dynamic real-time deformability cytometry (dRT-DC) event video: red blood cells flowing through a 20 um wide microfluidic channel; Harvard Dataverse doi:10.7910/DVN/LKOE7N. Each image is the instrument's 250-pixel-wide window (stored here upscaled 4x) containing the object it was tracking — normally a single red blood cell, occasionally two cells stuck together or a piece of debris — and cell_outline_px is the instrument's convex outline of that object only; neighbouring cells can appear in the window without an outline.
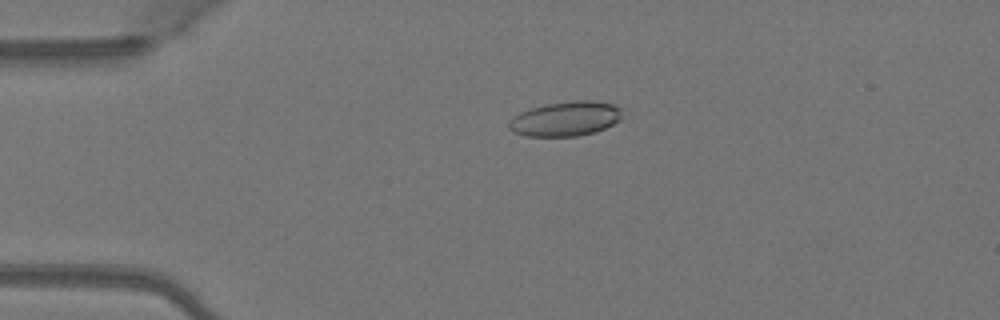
{"species": "Egyptian fruit bat (a non-hibernating species)", "species_latin": "Rousettus aegyptiacus", "temperature_condition": "warm", "stored_images_in_passage": 51, "camera_frame_rate_fps": 3000, "um_per_image_px": 0.085, "animal": {"sex": "female"}, "frame": {"image": 1, "passage_image": 12, "time_ms": 3.667, "image_size_px": [1000, 320], "cell_outline_px": [[620, 120], [596, 132], [576, 136], [524, 136], [512, 132], [508, 128], [508, 124], [512, 116], [520, 112], [544, 104], [576, 100], [592, 100], [612, 104], [620, 108]], "centroid_in_image_um": [48.02, 10.1], "position_along_channel_um": 37.0, "area_um2": 22.89}}
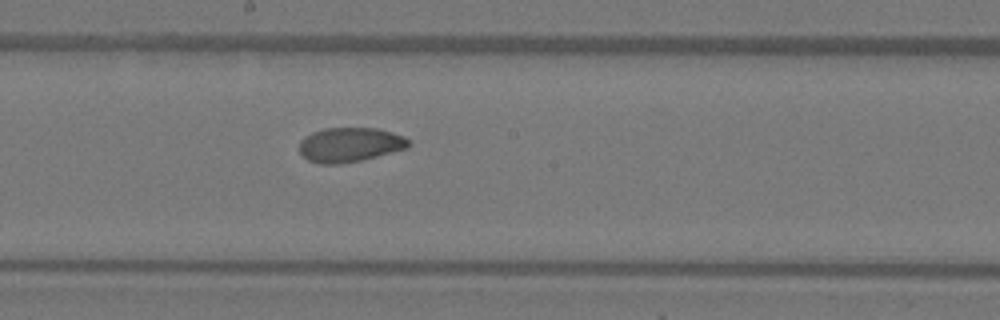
{"frame": {"image": 2, "passage_image": 28, "time_ms": 9.0, "image_size_px": [1000, 320], "cell_outline_px": [[408, 148], [360, 160], [340, 164], [320, 164], [308, 160], [300, 152], [300, 140], [304, 136], [312, 132], [324, 128], [376, 128], [392, 132], [404, 136], [408, 140]], "centroid_in_image_um": [29.71, 12.29], "position_along_channel_um": 218.5, "area_um2": 21.85}}
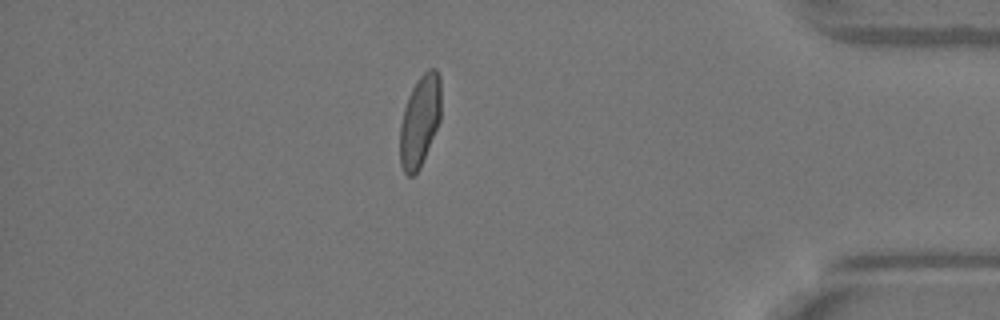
{"frame": {"image": 3, "passage_image": 44, "time_ms": 14.333, "image_size_px": [1000, 320], "cell_outline_px": [[440, 120], [420, 168], [412, 176], [408, 176], [404, 172], [400, 164], [400, 124], [404, 108], [408, 96], [412, 88], [420, 76], [428, 68], [436, 68], [440, 76]], "centroid_in_image_um": [35.68, 10.27], "position_along_channel_um": 399.5, "area_um2": 21.85}, "authors_computed_cell_mechanics": {"area_um2": 22.3686, "velocity_mm_per_s": 4.0742, "shape_relaxation_time_tau1_ms": 7.4204, "shape_relaxation_time_tau2_ms": 1.1956, "deformation_change_tau1": 0.2018, "deformation_change_tau2": 0.0456}}